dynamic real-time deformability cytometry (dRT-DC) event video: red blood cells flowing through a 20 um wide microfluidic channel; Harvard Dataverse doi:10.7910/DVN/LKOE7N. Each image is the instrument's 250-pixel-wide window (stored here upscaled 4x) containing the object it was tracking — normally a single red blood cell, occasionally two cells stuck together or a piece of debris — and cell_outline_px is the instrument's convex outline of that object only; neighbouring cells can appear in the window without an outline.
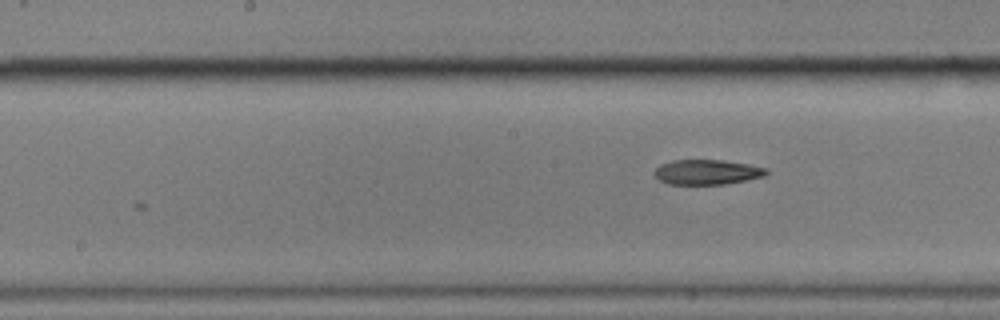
{"species": "common noctule bat (a hibernating species)", "species_latin": "Nyctalus noctula", "temperature_condition": "cold", "stored_images_in_passage": 6, "camera_frame_rate_fps": 3000, "um_per_image_px": 0.085, "animal": {"sex": "male", "body_mass_g": 17.9}, "frame": {"image": 1, "passage_image": 6, "time_ms": 7.333, "image_size_px": [1000, 320], "cell_outline_px": [[768, 172], [764, 176], [724, 184], [668, 184], [660, 180], [652, 172], [660, 164], [672, 160], [720, 160], [748, 164], [768, 168]], "centroid_in_image_um": [60.07, 14.62], "position_along_channel_um": 188.1, "area_um2": 16.18}}